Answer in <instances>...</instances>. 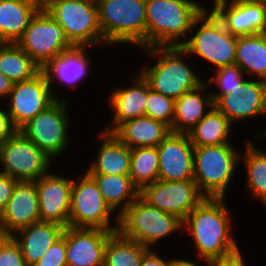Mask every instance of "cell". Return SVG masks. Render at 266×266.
I'll return each mask as SVG.
<instances>
[{
  "label": "cell",
  "instance_id": "7c38bea8",
  "mask_svg": "<svg viewBox=\"0 0 266 266\" xmlns=\"http://www.w3.org/2000/svg\"><path fill=\"white\" fill-rule=\"evenodd\" d=\"M16 44L41 68L73 47L63 28L43 7L31 18L24 35Z\"/></svg>",
  "mask_w": 266,
  "mask_h": 266
},
{
  "label": "cell",
  "instance_id": "8d00e7d4",
  "mask_svg": "<svg viewBox=\"0 0 266 266\" xmlns=\"http://www.w3.org/2000/svg\"><path fill=\"white\" fill-rule=\"evenodd\" d=\"M0 266H28L12 236H0Z\"/></svg>",
  "mask_w": 266,
  "mask_h": 266
},
{
  "label": "cell",
  "instance_id": "9c48e42d",
  "mask_svg": "<svg viewBox=\"0 0 266 266\" xmlns=\"http://www.w3.org/2000/svg\"><path fill=\"white\" fill-rule=\"evenodd\" d=\"M69 100H56L46 110L37 114L20 131L49 158H62L70 149L69 133L73 120L69 115ZM71 127V128H70ZM69 131V132H68Z\"/></svg>",
  "mask_w": 266,
  "mask_h": 266
},
{
  "label": "cell",
  "instance_id": "30bf717a",
  "mask_svg": "<svg viewBox=\"0 0 266 266\" xmlns=\"http://www.w3.org/2000/svg\"><path fill=\"white\" fill-rule=\"evenodd\" d=\"M69 226L118 231L119 217L105 203L97 183L87 172L73 178Z\"/></svg>",
  "mask_w": 266,
  "mask_h": 266
},
{
  "label": "cell",
  "instance_id": "f546056e",
  "mask_svg": "<svg viewBox=\"0 0 266 266\" xmlns=\"http://www.w3.org/2000/svg\"><path fill=\"white\" fill-rule=\"evenodd\" d=\"M235 63L248 78L266 81V33L238 36Z\"/></svg>",
  "mask_w": 266,
  "mask_h": 266
},
{
  "label": "cell",
  "instance_id": "74e56055",
  "mask_svg": "<svg viewBox=\"0 0 266 266\" xmlns=\"http://www.w3.org/2000/svg\"><path fill=\"white\" fill-rule=\"evenodd\" d=\"M33 266H68L65 237L57 239Z\"/></svg>",
  "mask_w": 266,
  "mask_h": 266
},
{
  "label": "cell",
  "instance_id": "ffe728a7",
  "mask_svg": "<svg viewBox=\"0 0 266 266\" xmlns=\"http://www.w3.org/2000/svg\"><path fill=\"white\" fill-rule=\"evenodd\" d=\"M90 47H72L69 50L62 52L58 57L49 61L42 71L45 73L48 83L51 87V92L56 100H68L66 96L58 95L54 85H61L72 89H77L79 83H84L86 77L90 76L92 61L88 50ZM87 52V53H86ZM91 64V65H90ZM54 81V83H53ZM58 84H55V83ZM66 84V85H65ZM56 92V93H55ZM66 97V98H65Z\"/></svg>",
  "mask_w": 266,
  "mask_h": 266
},
{
  "label": "cell",
  "instance_id": "6da1fadb",
  "mask_svg": "<svg viewBox=\"0 0 266 266\" xmlns=\"http://www.w3.org/2000/svg\"><path fill=\"white\" fill-rule=\"evenodd\" d=\"M226 201V198H205L183 221L182 232L190 235L196 260L211 263L241 251L232 231L234 218Z\"/></svg>",
  "mask_w": 266,
  "mask_h": 266
},
{
  "label": "cell",
  "instance_id": "d6986e66",
  "mask_svg": "<svg viewBox=\"0 0 266 266\" xmlns=\"http://www.w3.org/2000/svg\"><path fill=\"white\" fill-rule=\"evenodd\" d=\"M115 231L102 228H64L68 266H104V249Z\"/></svg>",
  "mask_w": 266,
  "mask_h": 266
},
{
  "label": "cell",
  "instance_id": "277c9868",
  "mask_svg": "<svg viewBox=\"0 0 266 266\" xmlns=\"http://www.w3.org/2000/svg\"><path fill=\"white\" fill-rule=\"evenodd\" d=\"M189 34L181 47L191 59L198 56L211 71L235 64L238 36L226 30L209 6L194 19Z\"/></svg>",
  "mask_w": 266,
  "mask_h": 266
},
{
  "label": "cell",
  "instance_id": "ab89813d",
  "mask_svg": "<svg viewBox=\"0 0 266 266\" xmlns=\"http://www.w3.org/2000/svg\"><path fill=\"white\" fill-rule=\"evenodd\" d=\"M17 129L13 125L4 106H0V145L12 136Z\"/></svg>",
  "mask_w": 266,
  "mask_h": 266
},
{
  "label": "cell",
  "instance_id": "5b68a950",
  "mask_svg": "<svg viewBox=\"0 0 266 266\" xmlns=\"http://www.w3.org/2000/svg\"><path fill=\"white\" fill-rule=\"evenodd\" d=\"M96 4L104 48L117 44L146 48L145 0H96Z\"/></svg>",
  "mask_w": 266,
  "mask_h": 266
},
{
  "label": "cell",
  "instance_id": "7402d4cb",
  "mask_svg": "<svg viewBox=\"0 0 266 266\" xmlns=\"http://www.w3.org/2000/svg\"><path fill=\"white\" fill-rule=\"evenodd\" d=\"M131 80L129 86L112 88L107 103L113 111V117L110 123L106 122L103 130L113 132L122 122L145 116L148 82L139 72H134Z\"/></svg>",
  "mask_w": 266,
  "mask_h": 266
},
{
  "label": "cell",
  "instance_id": "2e32d148",
  "mask_svg": "<svg viewBox=\"0 0 266 266\" xmlns=\"http://www.w3.org/2000/svg\"><path fill=\"white\" fill-rule=\"evenodd\" d=\"M211 10L235 36L266 32V3L260 0H212Z\"/></svg>",
  "mask_w": 266,
  "mask_h": 266
},
{
  "label": "cell",
  "instance_id": "7a4b0ae2",
  "mask_svg": "<svg viewBox=\"0 0 266 266\" xmlns=\"http://www.w3.org/2000/svg\"><path fill=\"white\" fill-rule=\"evenodd\" d=\"M140 51L148 56L147 59H156L154 64L152 60L149 63L146 61L144 66L142 63V68L138 71L155 92L176 100L205 81L198 76L195 67L187 63L190 62L187 59L191 57L181 46L151 47Z\"/></svg>",
  "mask_w": 266,
  "mask_h": 266
},
{
  "label": "cell",
  "instance_id": "1f68e13d",
  "mask_svg": "<svg viewBox=\"0 0 266 266\" xmlns=\"http://www.w3.org/2000/svg\"><path fill=\"white\" fill-rule=\"evenodd\" d=\"M42 68L16 43L0 45V72L13 83L29 80Z\"/></svg>",
  "mask_w": 266,
  "mask_h": 266
},
{
  "label": "cell",
  "instance_id": "ac0fdd59",
  "mask_svg": "<svg viewBox=\"0 0 266 266\" xmlns=\"http://www.w3.org/2000/svg\"><path fill=\"white\" fill-rule=\"evenodd\" d=\"M158 180H193L194 146L187 133L170 132L157 146Z\"/></svg>",
  "mask_w": 266,
  "mask_h": 266
},
{
  "label": "cell",
  "instance_id": "b9f144b4",
  "mask_svg": "<svg viewBox=\"0 0 266 266\" xmlns=\"http://www.w3.org/2000/svg\"><path fill=\"white\" fill-rule=\"evenodd\" d=\"M242 251L229 258L214 261L209 266H246V259L243 257Z\"/></svg>",
  "mask_w": 266,
  "mask_h": 266
},
{
  "label": "cell",
  "instance_id": "484cf974",
  "mask_svg": "<svg viewBox=\"0 0 266 266\" xmlns=\"http://www.w3.org/2000/svg\"><path fill=\"white\" fill-rule=\"evenodd\" d=\"M41 7L42 0H0V40L16 43Z\"/></svg>",
  "mask_w": 266,
  "mask_h": 266
},
{
  "label": "cell",
  "instance_id": "f35d334b",
  "mask_svg": "<svg viewBox=\"0 0 266 266\" xmlns=\"http://www.w3.org/2000/svg\"><path fill=\"white\" fill-rule=\"evenodd\" d=\"M17 181L6 173L0 172V216L12 196Z\"/></svg>",
  "mask_w": 266,
  "mask_h": 266
},
{
  "label": "cell",
  "instance_id": "83f0119b",
  "mask_svg": "<svg viewBox=\"0 0 266 266\" xmlns=\"http://www.w3.org/2000/svg\"><path fill=\"white\" fill-rule=\"evenodd\" d=\"M244 150L240 153V163L245 167V191L251 200L259 201L266 207V148H258L249 139L244 141ZM261 148V149H260ZM243 151V152H242ZM246 177V178H245Z\"/></svg>",
  "mask_w": 266,
  "mask_h": 266
},
{
  "label": "cell",
  "instance_id": "4dcf8cb0",
  "mask_svg": "<svg viewBox=\"0 0 266 266\" xmlns=\"http://www.w3.org/2000/svg\"><path fill=\"white\" fill-rule=\"evenodd\" d=\"M233 127L229 119L213 106L187 134L193 146L232 144Z\"/></svg>",
  "mask_w": 266,
  "mask_h": 266
},
{
  "label": "cell",
  "instance_id": "7bdbcfd3",
  "mask_svg": "<svg viewBox=\"0 0 266 266\" xmlns=\"http://www.w3.org/2000/svg\"><path fill=\"white\" fill-rule=\"evenodd\" d=\"M13 82L0 72V104L4 102L12 90ZM2 101V102H1Z\"/></svg>",
  "mask_w": 266,
  "mask_h": 266
},
{
  "label": "cell",
  "instance_id": "8fae6325",
  "mask_svg": "<svg viewBox=\"0 0 266 266\" xmlns=\"http://www.w3.org/2000/svg\"><path fill=\"white\" fill-rule=\"evenodd\" d=\"M52 163L20 130L0 145V172L18 181H37L53 168Z\"/></svg>",
  "mask_w": 266,
  "mask_h": 266
},
{
  "label": "cell",
  "instance_id": "5bb4252c",
  "mask_svg": "<svg viewBox=\"0 0 266 266\" xmlns=\"http://www.w3.org/2000/svg\"><path fill=\"white\" fill-rule=\"evenodd\" d=\"M139 195L161 211L182 221L205 197L194 180L161 181L144 186Z\"/></svg>",
  "mask_w": 266,
  "mask_h": 266
},
{
  "label": "cell",
  "instance_id": "ba28073f",
  "mask_svg": "<svg viewBox=\"0 0 266 266\" xmlns=\"http://www.w3.org/2000/svg\"><path fill=\"white\" fill-rule=\"evenodd\" d=\"M42 7L63 28L72 46L104 48L96 0H42Z\"/></svg>",
  "mask_w": 266,
  "mask_h": 266
},
{
  "label": "cell",
  "instance_id": "e575fe53",
  "mask_svg": "<svg viewBox=\"0 0 266 266\" xmlns=\"http://www.w3.org/2000/svg\"><path fill=\"white\" fill-rule=\"evenodd\" d=\"M212 75L209 77L210 79L204 82L208 85L209 89H211V86L213 85L217 87V90L214 89L213 92L210 91L213 103H215L221 96L227 94L228 90L241 86L248 79L236 63L222 66L221 68L212 71Z\"/></svg>",
  "mask_w": 266,
  "mask_h": 266
},
{
  "label": "cell",
  "instance_id": "44dd1931",
  "mask_svg": "<svg viewBox=\"0 0 266 266\" xmlns=\"http://www.w3.org/2000/svg\"><path fill=\"white\" fill-rule=\"evenodd\" d=\"M40 222L36 181H17L12 196L0 216V236Z\"/></svg>",
  "mask_w": 266,
  "mask_h": 266
},
{
  "label": "cell",
  "instance_id": "ee69618b",
  "mask_svg": "<svg viewBox=\"0 0 266 266\" xmlns=\"http://www.w3.org/2000/svg\"><path fill=\"white\" fill-rule=\"evenodd\" d=\"M190 258H179V257H173V258H169V264L168 266H209V262L203 261L202 265H200L201 263H198L199 261L197 260H189Z\"/></svg>",
  "mask_w": 266,
  "mask_h": 266
},
{
  "label": "cell",
  "instance_id": "4316f807",
  "mask_svg": "<svg viewBox=\"0 0 266 266\" xmlns=\"http://www.w3.org/2000/svg\"><path fill=\"white\" fill-rule=\"evenodd\" d=\"M171 132L163 122L143 116L122 122L113 133L130 149L157 147Z\"/></svg>",
  "mask_w": 266,
  "mask_h": 266
},
{
  "label": "cell",
  "instance_id": "4fadbf2b",
  "mask_svg": "<svg viewBox=\"0 0 266 266\" xmlns=\"http://www.w3.org/2000/svg\"><path fill=\"white\" fill-rule=\"evenodd\" d=\"M54 98L45 73L41 70L33 78L13 83L9 96L4 100L6 111L17 130L40 112L52 105Z\"/></svg>",
  "mask_w": 266,
  "mask_h": 266
},
{
  "label": "cell",
  "instance_id": "d6a6232c",
  "mask_svg": "<svg viewBox=\"0 0 266 266\" xmlns=\"http://www.w3.org/2000/svg\"><path fill=\"white\" fill-rule=\"evenodd\" d=\"M149 249L115 231L105 245L104 266H140Z\"/></svg>",
  "mask_w": 266,
  "mask_h": 266
},
{
  "label": "cell",
  "instance_id": "e0dca14e",
  "mask_svg": "<svg viewBox=\"0 0 266 266\" xmlns=\"http://www.w3.org/2000/svg\"><path fill=\"white\" fill-rule=\"evenodd\" d=\"M48 172L36 181L41 222L69 226L73 177Z\"/></svg>",
  "mask_w": 266,
  "mask_h": 266
},
{
  "label": "cell",
  "instance_id": "603a6c76",
  "mask_svg": "<svg viewBox=\"0 0 266 266\" xmlns=\"http://www.w3.org/2000/svg\"><path fill=\"white\" fill-rule=\"evenodd\" d=\"M100 148L97 156L86 168L88 174L129 175L131 149L113 132L102 129L98 132Z\"/></svg>",
  "mask_w": 266,
  "mask_h": 266
},
{
  "label": "cell",
  "instance_id": "3957f363",
  "mask_svg": "<svg viewBox=\"0 0 266 266\" xmlns=\"http://www.w3.org/2000/svg\"><path fill=\"white\" fill-rule=\"evenodd\" d=\"M146 48L181 46L205 8L194 0H145Z\"/></svg>",
  "mask_w": 266,
  "mask_h": 266
},
{
  "label": "cell",
  "instance_id": "60d3db41",
  "mask_svg": "<svg viewBox=\"0 0 266 266\" xmlns=\"http://www.w3.org/2000/svg\"><path fill=\"white\" fill-rule=\"evenodd\" d=\"M154 248H150L144 255L140 266H168L169 258L158 254Z\"/></svg>",
  "mask_w": 266,
  "mask_h": 266
},
{
  "label": "cell",
  "instance_id": "d590c367",
  "mask_svg": "<svg viewBox=\"0 0 266 266\" xmlns=\"http://www.w3.org/2000/svg\"><path fill=\"white\" fill-rule=\"evenodd\" d=\"M145 116L163 122L172 131L175 100L152 90L148 84Z\"/></svg>",
  "mask_w": 266,
  "mask_h": 266
},
{
  "label": "cell",
  "instance_id": "52a82bcc",
  "mask_svg": "<svg viewBox=\"0 0 266 266\" xmlns=\"http://www.w3.org/2000/svg\"><path fill=\"white\" fill-rule=\"evenodd\" d=\"M118 231L148 248H157L158 242L183 231V221L154 207L139 195L119 216Z\"/></svg>",
  "mask_w": 266,
  "mask_h": 266
},
{
  "label": "cell",
  "instance_id": "9a60e30c",
  "mask_svg": "<svg viewBox=\"0 0 266 266\" xmlns=\"http://www.w3.org/2000/svg\"><path fill=\"white\" fill-rule=\"evenodd\" d=\"M214 106L223 113L233 125H240L249 118L266 116V81L248 78L221 96ZM238 122V123H237Z\"/></svg>",
  "mask_w": 266,
  "mask_h": 266
},
{
  "label": "cell",
  "instance_id": "f1b7e54d",
  "mask_svg": "<svg viewBox=\"0 0 266 266\" xmlns=\"http://www.w3.org/2000/svg\"><path fill=\"white\" fill-rule=\"evenodd\" d=\"M109 208L119 217L139 196L129 175L89 174Z\"/></svg>",
  "mask_w": 266,
  "mask_h": 266
},
{
  "label": "cell",
  "instance_id": "d4e9b609",
  "mask_svg": "<svg viewBox=\"0 0 266 266\" xmlns=\"http://www.w3.org/2000/svg\"><path fill=\"white\" fill-rule=\"evenodd\" d=\"M210 89L204 82L175 100L172 132L188 133L214 106Z\"/></svg>",
  "mask_w": 266,
  "mask_h": 266
},
{
  "label": "cell",
  "instance_id": "cb8c5ba5",
  "mask_svg": "<svg viewBox=\"0 0 266 266\" xmlns=\"http://www.w3.org/2000/svg\"><path fill=\"white\" fill-rule=\"evenodd\" d=\"M64 227L52 222H37L18 230L12 237L20 245L23 258L33 266L62 236Z\"/></svg>",
  "mask_w": 266,
  "mask_h": 266
},
{
  "label": "cell",
  "instance_id": "8992f818",
  "mask_svg": "<svg viewBox=\"0 0 266 266\" xmlns=\"http://www.w3.org/2000/svg\"><path fill=\"white\" fill-rule=\"evenodd\" d=\"M234 145L194 146L193 180L205 198H226L230 193L229 185L240 166L241 150Z\"/></svg>",
  "mask_w": 266,
  "mask_h": 266
},
{
  "label": "cell",
  "instance_id": "836d02e7",
  "mask_svg": "<svg viewBox=\"0 0 266 266\" xmlns=\"http://www.w3.org/2000/svg\"><path fill=\"white\" fill-rule=\"evenodd\" d=\"M159 155L157 147L131 148L130 174L133 184L141 190L158 180Z\"/></svg>",
  "mask_w": 266,
  "mask_h": 266
}]
</instances>
